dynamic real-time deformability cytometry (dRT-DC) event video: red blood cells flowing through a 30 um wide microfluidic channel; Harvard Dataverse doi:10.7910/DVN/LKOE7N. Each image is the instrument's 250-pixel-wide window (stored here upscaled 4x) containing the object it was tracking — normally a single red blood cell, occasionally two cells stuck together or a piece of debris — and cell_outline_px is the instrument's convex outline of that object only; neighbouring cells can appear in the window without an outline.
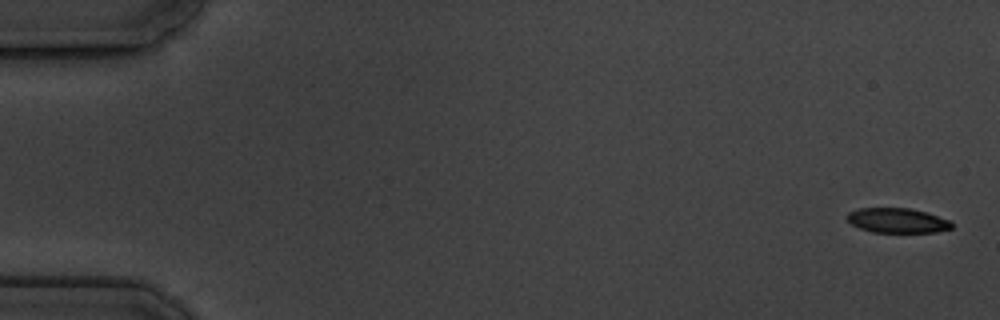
{"species": "common noctule bat (a hibernating species)", "species_latin": "Nyctalus noctula", "temperature_condition": "cold", "stored_images_in_passage": 9, "camera_frame_rate_fps": 3000, "um_per_image_px": 0.085, "animal": {"sex": "male", "body_mass_g": 19.5, "forearm_length_mm": 54.6}, "frame": {"image": 1, "passage_image": 1, "time_ms": 0.0, "image_size_px": [1000, 320], "cell_outline_px": [[952, 228], [936, 232], [872, 232], [860, 228], [852, 224], [844, 216], [848, 212], [860, 208], [908, 208], [928, 212], [952, 220]], "centroid_in_image_um": [76.29, 18.73], "position_along_channel_um": 8.7, "area_um2": 15.26}}
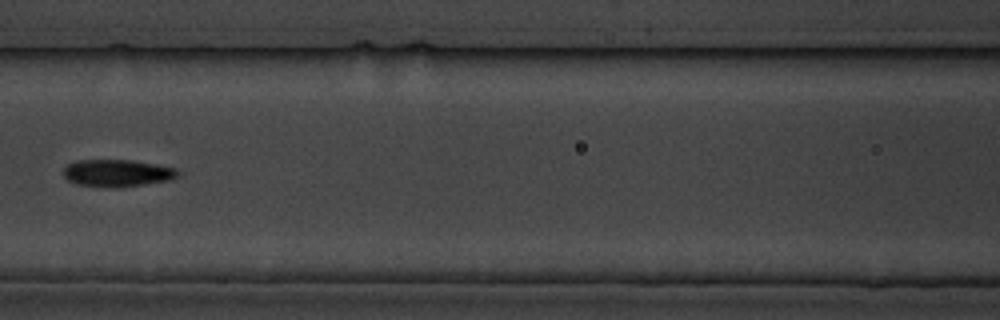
{"frame": {"image": 2, "passage_image": 8, "time_ms": 8.333, "image_size_px": [1000, 320], "cell_outline_px": [[180, 176], [168, 180], [120, 188], [108, 188], [76, 184], [68, 180], [64, 176], [64, 168], [68, 164], [76, 160], [132, 160], [156, 164], [176, 168], [180, 172]], "centroid_in_image_um": [9.97, 14.72], "position_along_channel_um": 156.6, "area_um2": 18.32}}